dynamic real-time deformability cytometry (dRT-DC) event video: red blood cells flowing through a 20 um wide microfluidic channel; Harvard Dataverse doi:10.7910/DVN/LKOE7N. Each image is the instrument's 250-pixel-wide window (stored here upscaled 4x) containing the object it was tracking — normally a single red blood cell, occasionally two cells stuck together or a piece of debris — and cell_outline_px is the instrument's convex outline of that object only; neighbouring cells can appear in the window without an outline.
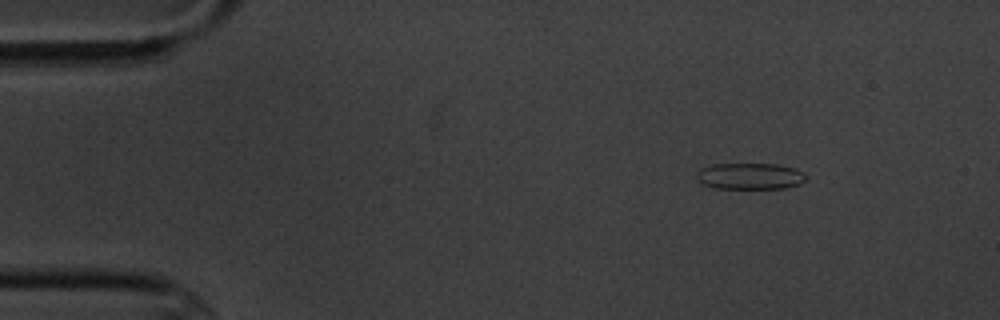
{"species": "common noctule bat (a hibernating species)", "species_latin": "Nyctalus noctula", "temperature_condition": "cold", "stored_images_in_passage": 9, "camera_frame_rate_fps": 3000, "um_per_image_px": 0.085, "animal": {"sex": "male", "body_mass_g": 20.1, "forearm_length_mm": 53.5}, "frame": {"image": 1, "passage_image": 1, "time_ms": 0.0, "image_size_px": [1000, 320], "cell_outline_px": [[804, 180], [800, 184], [788, 188], [716, 188], [704, 184], [696, 176], [696, 172], [700, 168], [712, 164], [776, 164], [796, 168], [804, 172]], "centroid_in_image_um": [63.76, 14.96], "position_along_channel_um": 21.2, "area_um2": 16.76}}
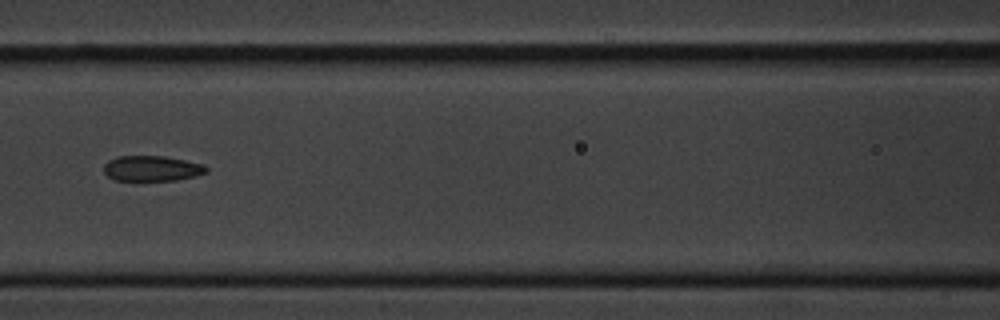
{"frame": {"image": 2, "passage_image": 6, "time_ms": 6.0, "image_size_px": [1000, 320], "cell_outline_px": [[208, 172], [196, 176], [176, 180], [116, 180], [108, 176], [104, 172], [104, 164], [108, 160], [116, 156], [164, 156], [204, 164], [208, 168]], "centroid_in_image_um": [12.92, 14.31], "position_along_channel_um": 153.7, "area_um2": 15.2}}
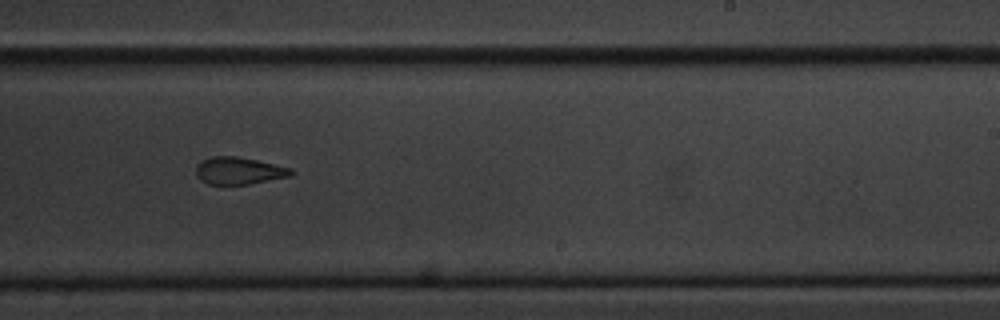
{"frame": {"image": 3, "passage_image": 9, "time_ms": 9.333, "image_size_px": [1000, 320], "cell_outline_px": [[296, 172], [292, 176], [248, 184], [208, 184], [200, 180], [196, 176], [196, 164], [200, 160], [212, 156], [236, 156], [256, 160], [292, 168]], "centroid_in_image_um": [20.3, 14.51], "position_along_channel_um": 268.7, "area_um2": 15.26}}